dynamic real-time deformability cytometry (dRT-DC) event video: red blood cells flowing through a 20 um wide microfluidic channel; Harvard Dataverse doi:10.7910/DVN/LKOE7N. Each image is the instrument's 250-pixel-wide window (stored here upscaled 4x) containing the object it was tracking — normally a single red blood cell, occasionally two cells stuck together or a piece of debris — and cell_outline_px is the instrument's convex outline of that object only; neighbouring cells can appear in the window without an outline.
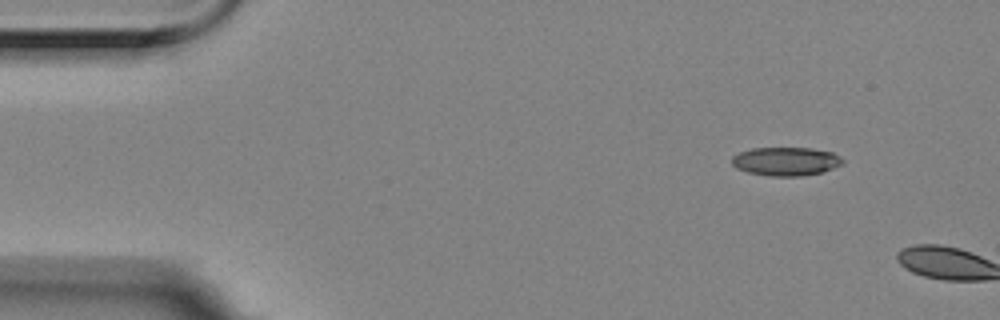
{"species": "Egyptian fruit bat (a non-hibernating species)", "species_latin": "Rousettus aegyptiacus", "temperature_condition": "room temperature", "stored_images_in_passage": 3, "camera_frame_rate_fps": 3000, "um_per_image_px": 0.085, "animal": {"sex": "female"}, "frame": {"image": 1, "passage_image": 1, "time_ms": 0.0, "image_size_px": [1000, 320], "cell_outline_px": [[844, 164], [820, 172], [800, 176], [768, 176], [748, 172], [736, 168], [732, 164], [732, 156], [740, 152], [752, 148], [812, 148], [832, 152], [840, 156], [844, 160]], "centroid_in_image_um": [66.8, 13.71], "position_along_channel_um": 18.2, "area_um2": 18.44}}